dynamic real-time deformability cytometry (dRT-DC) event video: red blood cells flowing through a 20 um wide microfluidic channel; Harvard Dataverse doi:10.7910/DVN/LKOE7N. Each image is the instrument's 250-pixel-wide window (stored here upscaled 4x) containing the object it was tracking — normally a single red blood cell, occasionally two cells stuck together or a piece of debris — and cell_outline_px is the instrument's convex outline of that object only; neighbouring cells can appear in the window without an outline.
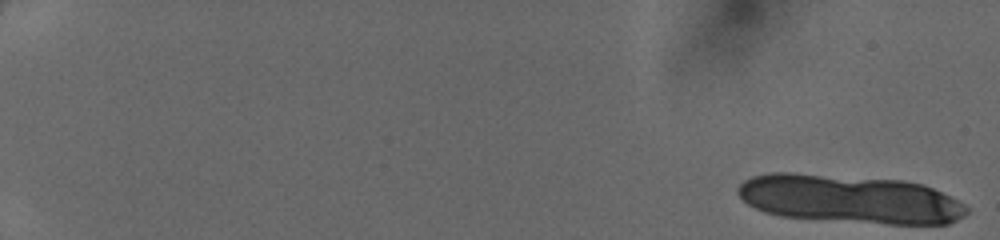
{"species": "human", "species_latin": "Homo sapiens", "temperature_condition": "cold", "stored_images_in_passage": 16, "camera_frame_rate_fps": 3000, "um_per_image_px": 0.085, "donor": {"sex": "female"}, "frame": {"image": 1, "passage_image": 1, "time_ms": 0.0, "image_size_px": [1000, 240], "cell_outline_px": [[968, 212], [964, 216], [948, 224], [888, 224], [780, 216], [764, 212], [748, 204], [736, 192], [736, 188], [744, 180], [752, 176], [768, 172], [792, 172], [904, 180], [924, 184], [964, 204], [968, 208]], "centroid_in_image_um": [72.2, 16.9], "position_along_channel_um": 12.8, "area_um2": 64.74}}